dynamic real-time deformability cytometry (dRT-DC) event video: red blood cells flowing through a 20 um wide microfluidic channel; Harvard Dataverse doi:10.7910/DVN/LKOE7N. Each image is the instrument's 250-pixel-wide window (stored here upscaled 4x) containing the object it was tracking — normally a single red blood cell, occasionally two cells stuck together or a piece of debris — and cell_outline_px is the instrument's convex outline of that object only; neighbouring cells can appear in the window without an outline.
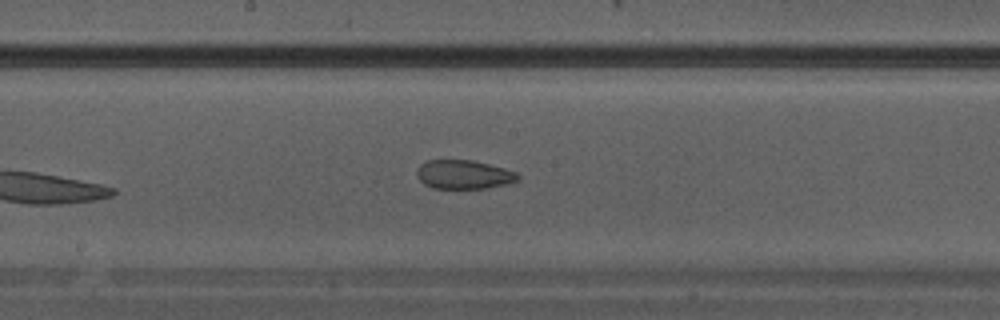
{"species": "Egyptian fruit bat (a non-hibernating species)", "species_latin": "Rousettus aegyptiacus", "temperature_condition": "warm", "stored_images_in_passage": 11, "camera_frame_rate_fps": 3000, "um_per_image_px": 0.085, "animal": {"sex": "male"}, "frame": {"image": 1, "passage_image": 11, "time_ms": 3.333, "image_size_px": [1000, 320], "cell_outline_px": [[520, 180], [504, 184], [484, 188], [432, 188], [424, 184], [416, 176], [416, 172], [420, 164], [428, 160], [472, 160], [504, 168], [516, 172], [520, 176]], "centroid_in_image_um": [39.4, 14.83], "position_along_channel_um": 208.8, "area_um2": 16.94}}